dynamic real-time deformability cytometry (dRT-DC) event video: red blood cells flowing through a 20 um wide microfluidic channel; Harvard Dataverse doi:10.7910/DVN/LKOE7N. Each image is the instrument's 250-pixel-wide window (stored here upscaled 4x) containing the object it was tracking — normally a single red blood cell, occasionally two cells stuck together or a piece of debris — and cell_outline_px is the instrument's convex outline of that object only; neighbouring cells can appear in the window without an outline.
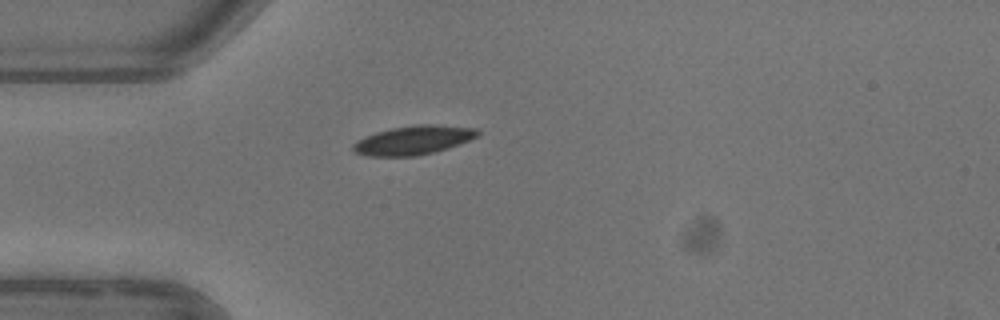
{"species": "common noctule bat (a hibernating species)", "species_latin": "Nyctalus noctula", "temperature_condition": "warm", "stored_images_in_passage": 1, "camera_frame_rate_fps": 3000, "um_per_image_px": 0.085, "animal": {"sex": "female"}, "frame": {"image": 1, "passage_image": 1, "time_ms": 0.0, "image_size_px": [1000, 320], "cell_outline_px": [[480, 136], [460, 144], [436, 152], [416, 156], [368, 156], [356, 152], [352, 148], [352, 144], [364, 136], [376, 132], [392, 128], [416, 124], [432, 124], [476, 128], [480, 132]], "centroid_in_image_um": [35.17, 11.91], "position_along_channel_um": 49.8, "area_um2": 21.15}}